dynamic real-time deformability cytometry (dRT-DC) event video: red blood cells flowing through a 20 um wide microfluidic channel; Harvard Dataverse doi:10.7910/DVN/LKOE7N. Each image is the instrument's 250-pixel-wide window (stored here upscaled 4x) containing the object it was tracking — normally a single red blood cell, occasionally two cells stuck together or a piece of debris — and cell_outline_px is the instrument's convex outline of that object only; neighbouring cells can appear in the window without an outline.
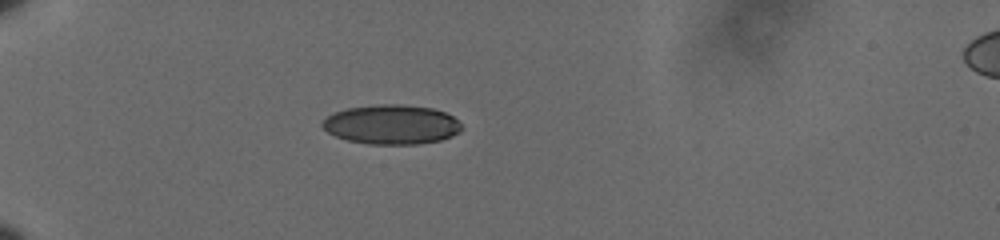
{"species": "human", "species_latin": "Homo sapiens", "temperature_condition": "cold", "stored_images_in_passage": 41, "camera_frame_rate_fps": 3000, "um_per_image_px": 0.085, "donor": {"sex": "male"}, "frame": {"image": 1, "passage_image": 1, "time_ms": 0.0, "image_size_px": [1000, 240], "cell_outline_px": [[464, 128], [460, 132], [452, 136], [440, 140], [416, 144], [368, 144], [348, 140], [336, 136], [328, 132], [320, 124], [328, 116], [336, 112], [348, 108], [376, 104], [400, 104], [432, 108], [444, 112], [452, 116]], "centroid_in_image_um": [33.3, 10.58], "position_along_channel_um": 51.7, "area_um2": 31.91}}
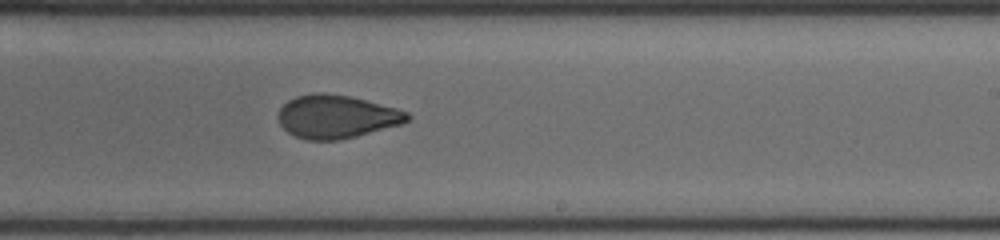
{"frame": {"image": 2, "passage_image": 21, "time_ms": 6.667, "image_size_px": [1000, 240], "cell_outline_px": [[412, 116], [408, 120], [400, 124], [356, 136], [340, 140], [308, 140], [296, 136], [288, 132], [280, 124], [276, 116], [280, 108], [288, 100], [296, 96], [316, 92], [320, 92], [352, 96], [396, 108], [408, 112]], "centroid_in_image_um": [28.58, 9.9], "position_along_channel_um": 260.4, "area_um2": 32.54}}
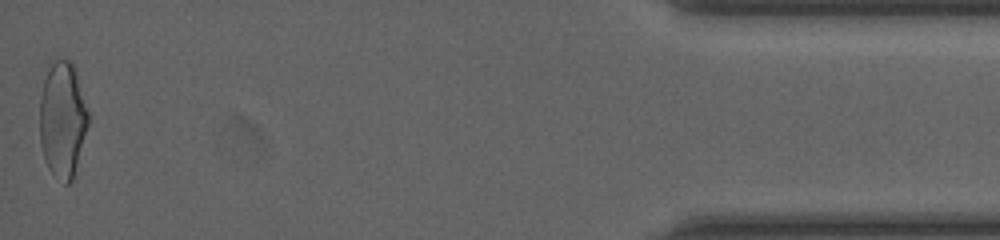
{"frame": {"image": 3, "passage_image": 41, "time_ms": 13.333, "image_size_px": [1000, 240], "cell_outline_px": [[88, 124], [72, 180], [68, 184], [64, 184], [48, 168], [44, 156], [40, 140], [40, 100], [44, 80], [52, 64], [56, 60], [72, 60], [76, 72], [88, 112]], "centroid_in_image_um": [5.31, 10.17], "position_along_channel_um": 429.9, "area_um2": 32.08}, "authors_computed_cell_mechanics": {"area_um2": 32.657, "velocity_mm_per_s": 3.6162, "shape_relaxation_time_tau1_ms": 7.0181, "shape_relaxation_time_tau2_ms": 1.3847, "deformation_change_tau1": 0.1708, "deformation_change_tau2": 0.0691}}